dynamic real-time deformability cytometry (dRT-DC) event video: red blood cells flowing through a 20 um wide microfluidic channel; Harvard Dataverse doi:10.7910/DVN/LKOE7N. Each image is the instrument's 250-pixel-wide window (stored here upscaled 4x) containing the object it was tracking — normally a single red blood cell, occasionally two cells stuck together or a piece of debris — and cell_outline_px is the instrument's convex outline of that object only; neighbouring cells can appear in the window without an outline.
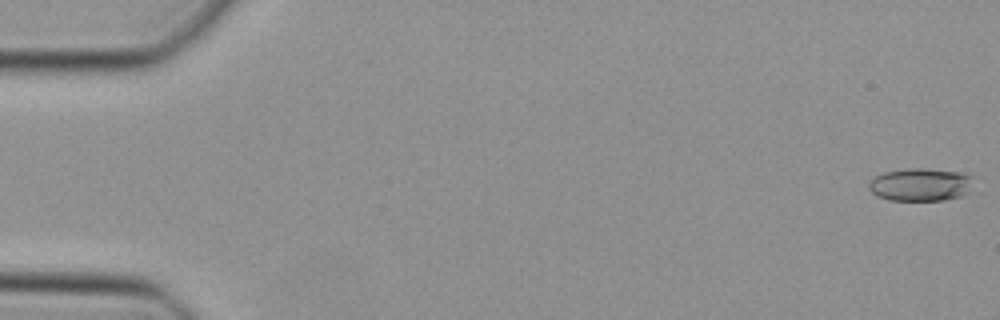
{"species": "Egyptian fruit bat (a non-hibernating species)", "species_latin": "Rousettus aegyptiacus", "temperature_condition": "cold", "stored_images_in_passage": 12, "camera_frame_rate_fps": 3000, "um_per_image_px": 0.085, "animal": {"sex": "female"}, "frame": {"image": 1, "passage_image": 1, "time_ms": 0.0, "image_size_px": [1000, 320], "cell_outline_px": [[972, 176], [968, 192], [964, 196], [944, 200], [888, 200], [876, 196], [868, 188], [868, 180], [872, 176], [884, 172], [908, 168], [924, 168], [960, 172]], "centroid_in_image_um": [78.18, 15.69], "position_along_channel_um": 6.8, "area_um2": 20.29}}